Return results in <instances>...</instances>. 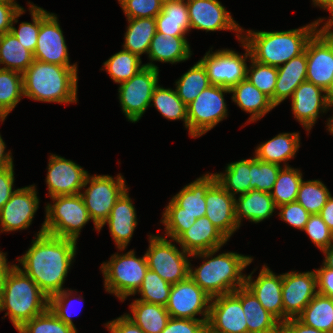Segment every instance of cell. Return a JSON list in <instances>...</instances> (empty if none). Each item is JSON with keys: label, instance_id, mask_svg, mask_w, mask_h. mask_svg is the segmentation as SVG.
Segmentation results:
<instances>
[{"label": "cell", "instance_id": "5", "mask_svg": "<svg viewBox=\"0 0 333 333\" xmlns=\"http://www.w3.org/2000/svg\"><path fill=\"white\" fill-rule=\"evenodd\" d=\"M49 306V297L25 274L19 265L10 269L0 301V312L8 310L13 326L19 329L25 322L44 313Z\"/></svg>", "mask_w": 333, "mask_h": 333}, {"label": "cell", "instance_id": "12", "mask_svg": "<svg viewBox=\"0 0 333 333\" xmlns=\"http://www.w3.org/2000/svg\"><path fill=\"white\" fill-rule=\"evenodd\" d=\"M128 81L119 85V101L128 121L138 122L151 104V97L158 85L159 69L152 62L144 64Z\"/></svg>", "mask_w": 333, "mask_h": 333}, {"label": "cell", "instance_id": "32", "mask_svg": "<svg viewBox=\"0 0 333 333\" xmlns=\"http://www.w3.org/2000/svg\"><path fill=\"white\" fill-rule=\"evenodd\" d=\"M155 20L157 32L163 34L185 36L191 29L186 0H164Z\"/></svg>", "mask_w": 333, "mask_h": 333}, {"label": "cell", "instance_id": "51", "mask_svg": "<svg viewBox=\"0 0 333 333\" xmlns=\"http://www.w3.org/2000/svg\"><path fill=\"white\" fill-rule=\"evenodd\" d=\"M311 241L322 251L333 243V232L328 228L319 214L309 216L303 229Z\"/></svg>", "mask_w": 333, "mask_h": 333}, {"label": "cell", "instance_id": "64", "mask_svg": "<svg viewBox=\"0 0 333 333\" xmlns=\"http://www.w3.org/2000/svg\"><path fill=\"white\" fill-rule=\"evenodd\" d=\"M322 251L325 254L323 265L329 269H333V243Z\"/></svg>", "mask_w": 333, "mask_h": 333}, {"label": "cell", "instance_id": "47", "mask_svg": "<svg viewBox=\"0 0 333 333\" xmlns=\"http://www.w3.org/2000/svg\"><path fill=\"white\" fill-rule=\"evenodd\" d=\"M17 331L19 333H78L74 327L65 324L49 308L25 322Z\"/></svg>", "mask_w": 333, "mask_h": 333}, {"label": "cell", "instance_id": "18", "mask_svg": "<svg viewBox=\"0 0 333 333\" xmlns=\"http://www.w3.org/2000/svg\"><path fill=\"white\" fill-rule=\"evenodd\" d=\"M190 27L208 31L232 30L240 41L242 29L218 0H186ZM240 32V35H239Z\"/></svg>", "mask_w": 333, "mask_h": 333}, {"label": "cell", "instance_id": "27", "mask_svg": "<svg viewBox=\"0 0 333 333\" xmlns=\"http://www.w3.org/2000/svg\"><path fill=\"white\" fill-rule=\"evenodd\" d=\"M233 293L241 301L248 333H281V323L262 306L245 285Z\"/></svg>", "mask_w": 333, "mask_h": 333}, {"label": "cell", "instance_id": "4", "mask_svg": "<svg viewBox=\"0 0 333 333\" xmlns=\"http://www.w3.org/2000/svg\"><path fill=\"white\" fill-rule=\"evenodd\" d=\"M77 69L34 59L22 74L24 96L41 102H77Z\"/></svg>", "mask_w": 333, "mask_h": 333}, {"label": "cell", "instance_id": "65", "mask_svg": "<svg viewBox=\"0 0 333 333\" xmlns=\"http://www.w3.org/2000/svg\"><path fill=\"white\" fill-rule=\"evenodd\" d=\"M329 1L330 0H313V3L314 6H319L320 8H324Z\"/></svg>", "mask_w": 333, "mask_h": 333}, {"label": "cell", "instance_id": "30", "mask_svg": "<svg viewBox=\"0 0 333 333\" xmlns=\"http://www.w3.org/2000/svg\"><path fill=\"white\" fill-rule=\"evenodd\" d=\"M185 36H171L156 32L154 35L148 57L150 61H159L176 64L188 60L192 53Z\"/></svg>", "mask_w": 333, "mask_h": 333}, {"label": "cell", "instance_id": "35", "mask_svg": "<svg viewBox=\"0 0 333 333\" xmlns=\"http://www.w3.org/2000/svg\"><path fill=\"white\" fill-rule=\"evenodd\" d=\"M129 25L125 32L123 50L139 57L148 54L150 43L157 32L155 18H127Z\"/></svg>", "mask_w": 333, "mask_h": 333}, {"label": "cell", "instance_id": "34", "mask_svg": "<svg viewBox=\"0 0 333 333\" xmlns=\"http://www.w3.org/2000/svg\"><path fill=\"white\" fill-rule=\"evenodd\" d=\"M129 307L132 315L130 313L126 314V316L145 333H161L170 319L167 309L162 305L135 299Z\"/></svg>", "mask_w": 333, "mask_h": 333}, {"label": "cell", "instance_id": "41", "mask_svg": "<svg viewBox=\"0 0 333 333\" xmlns=\"http://www.w3.org/2000/svg\"><path fill=\"white\" fill-rule=\"evenodd\" d=\"M302 173L287 164L281 168L272 191L271 197L276 207L283 204L294 202L297 199L300 183L302 182Z\"/></svg>", "mask_w": 333, "mask_h": 333}, {"label": "cell", "instance_id": "58", "mask_svg": "<svg viewBox=\"0 0 333 333\" xmlns=\"http://www.w3.org/2000/svg\"><path fill=\"white\" fill-rule=\"evenodd\" d=\"M106 327L110 333H145L126 314L109 321Z\"/></svg>", "mask_w": 333, "mask_h": 333}, {"label": "cell", "instance_id": "69", "mask_svg": "<svg viewBox=\"0 0 333 333\" xmlns=\"http://www.w3.org/2000/svg\"><path fill=\"white\" fill-rule=\"evenodd\" d=\"M205 333H213V332H211V331L207 328V330H206Z\"/></svg>", "mask_w": 333, "mask_h": 333}, {"label": "cell", "instance_id": "59", "mask_svg": "<svg viewBox=\"0 0 333 333\" xmlns=\"http://www.w3.org/2000/svg\"><path fill=\"white\" fill-rule=\"evenodd\" d=\"M281 333H325L305 325L298 318H289L281 324Z\"/></svg>", "mask_w": 333, "mask_h": 333}, {"label": "cell", "instance_id": "63", "mask_svg": "<svg viewBox=\"0 0 333 333\" xmlns=\"http://www.w3.org/2000/svg\"><path fill=\"white\" fill-rule=\"evenodd\" d=\"M326 11L328 10L330 12V19L326 21L325 25H323L318 32H330L333 28V0H330L325 7L323 8Z\"/></svg>", "mask_w": 333, "mask_h": 333}, {"label": "cell", "instance_id": "8", "mask_svg": "<svg viewBox=\"0 0 333 333\" xmlns=\"http://www.w3.org/2000/svg\"><path fill=\"white\" fill-rule=\"evenodd\" d=\"M110 258L101 265L104 287L124 301L128 296L135 295L142 284L148 270L146 255L137 258L134 250H130L122 255L113 254Z\"/></svg>", "mask_w": 333, "mask_h": 333}, {"label": "cell", "instance_id": "45", "mask_svg": "<svg viewBox=\"0 0 333 333\" xmlns=\"http://www.w3.org/2000/svg\"><path fill=\"white\" fill-rule=\"evenodd\" d=\"M172 284L163 280L155 271L148 268L138 293L142 298L137 300L166 306Z\"/></svg>", "mask_w": 333, "mask_h": 333}, {"label": "cell", "instance_id": "29", "mask_svg": "<svg viewBox=\"0 0 333 333\" xmlns=\"http://www.w3.org/2000/svg\"><path fill=\"white\" fill-rule=\"evenodd\" d=\"M275 203L271 194L259 190H250L235 199V217L238 226L241 225L243 217L251 222L260 223L264 219L272 216L276 210Z\"/></svg>", "mask_w": 333, "mask_h": 333}, {"label": "cell", "instance_id": "31", "mask_svg": "<svg viewBox=\"0 0 333 333\" xmlns=\"http://www.w3.org/2000/svg\"><path fill=\"white\" fill-rule=\"evenodd\" d=\"M232 100L245 112L251 114L249 122L258 121L276 106L271 99L246 78L230 89Z\"/></svg>", "mask_w": 333, "mask_h": 333}, {"label": "cell", "instance_id": "9", "mask_svg": "<svg viewBox=\"0 0 333 333\" xmlns=\"http://www.w3.org/2000/svg\"><path fill=\"white\" fill-rule=\"evenodd\" d=\"M230 89L210 85L187 106V129L192 138L200 137L227 118L224 94Z\"/></svg>", "mask_w": 333, "mask_h": 333}, {"label": "cell", "instance_id": "21", "mask_svg": "<svg viewBox=\"0 0 333 333\" xmlns=\"http://www.w3.org/2000/svg\"><path fill=\"white\" fill-rule=\"evenodd\" d=\"M47 169L46 184L51 198L81 193L88 171L80 165L52 154Z\"/></svg>", "mask_w": 333, "mask_h": 333}, {"label": "cell", "instance_id": "67", "mask_svg": "<svg viewBox=\"0 0 333 333\" xmlns=\"http://www.w3.org/2000/svg\"><path fill=\"white\" fill-rule=\"evenodd\" d=\"M0 2H5V3H16L15 0H0Z\"/></svg>", "mask_w": 333, "mask_h": 333}, {"label": "cell", "instance_id": "2", "mask_svg": "<svg viewBox=\"0 0 333 333\" xmlns=\"http://www.w3.org/2000/svg\"><path fill=\"white\" fill-rule=\"evenodd\" d=\"M325 18L287 31H246L241 40L249 48L251 58L259 63L279 67L305 51L308 40Z\"/></svg>", "mask_w": 333, "mask_h": 333}, {"label": "cell", "instance_id": "60", "mask_svg": "<svg viewBox=\"0 0 333 333\" xmlns=\"http://www.w3.org/2000/svg\"><path fill=\"white\" fill-rule=\"evenodd\" d=\"M319 215L323 221L327 224L328 228L333 232V197L330 196L323 206Z\"/></svg>", "mask_w": 333, "mask_h": 333}, {"label": "cell", "instance_id": "20", "mask_svg": "<svg viewBox=\"0 0 333 333\" xmlns=\"http://www.w3.org/2000/svg\"><path fill=\"white\" fill-rule=\"evenodd\" d=\"M207 328L213 333H248L241 301L233 292L211 299Z\"/></svg>", "mask_w": 333, "mask_h": 333}, {"label": "cell", "instance_id": "15", "mask_svg": "<svg viewBox=\"0 0 333 333\" xmlns=\"http://www.w3.org/2000/svg\"><path fill=\"white\" fill-rule=\"evenodd\" d=\"M211 299L189 276L172 284L165 308L173 318L208 320ZM197 314L203 317L196 318Z\"/></svg>", "mask_w": 333, "mask_h": 333}, {"label": "cell", "instance_id": "62", "mask_svg": "<svg viewBox=\"0 0 333 333\" xmlns=\"http://www.w3.org/2000/svg\"><path fill=\"white\" fill-rule=\"evenodd\" d=\"M5 149V142L0 135V169L13 165L11 152L9 151L5 153Z\"/></svg>", "mask_w": 333, "mask_h": 333}, {"label": "cell", "instance_id": "6", "mask_svg": "<svg viewBox=\"0 0 333 333\" xmlns=\"http://www.w3.org/2000/svg\"><path fill=\"white\" fill-rule=\"evenodd\" d=\"M215 181L214 174H204L172 197L165 207L161 221L165 225L167 237L176 241L196 219L205 216V194Z\"/></svg>", "mask_w": 333, "mask_h": 333}, {"label": "cell", "instance_id": "7", "mask_svg": "<svg viewBox=\"0 0 333 333\" xmlns=\"http://www.w3.org/2000/svg\"><path fill=\"white\" fill-rule=\"evenodd\" d=\"M53 204L46 205V218L41 230L56 237L77 242L81 229L91 220L80 194L51 198Z\"/></svg>", "mask_w": 333, "mask_h": 333}, {"label": "cell", "instance_id": "49", "mask_svg": "<svg viewBox=\"0 0 333 333\" xmlns=\"http://www.w3.org/2000/svg\"><path fill=\"white\" fill-rule=\"evenodd\" d=\"M282 166L270 162L251 158L250 190L270 193L273 189L278 173Z\"/></svg>", "mask_w": 333, "mask_h": 333}, {"label": "cell", "instance_id": "3", "mask_svg": "<svg viewBox=\"0 0 333 333\" xmlns=\"http://www.w3.org/2000/svg\"><path fill=\"white\" fill-rule=\"evenodd\" d=\"M220 248L193 253L191 256L205 258L201 266L194 269L190 263V278L210 297L232 293L245 285L243 271L252 261L251 256H244L235 252L213 255ZM209 260H206V259Z\"/></svg>", "mask_w": 333, "mask_h": 333}, {"label": "cell", "instance_id": "1", "mask_svg": "<svg viewBox=\"0 0 333 333\" xmlns=\"http://www.w3.org/2000/svg\"><path fill=\"white\" fill-rule=\"evenodd\" d=\"M36 236L31 247L17 260L23 267L19 268L50 297L64 290L63 283L76 255L77 242L44 230Z\"/></svg>", "mask_w": 333, "mask_h": 333}, {"label": "cell", "instance_id": "33", "mask_svg": "<svg viewBox=\"0 0 333 333\" xmlns=\"http://www.w3.org/2000/svg\"><path fill=\"white\" fill-rule=\"evenodd\" d=\"M299 147V133H279L271 140L260 144L255 150L254 157L278 165H281L282 161L286 164V161L294 158Z\"/></svg>", "mask_w": 333, "mask_h": 333}, {"label": "cell", "instance_id": "16", "mask_svg": "<svg viewBox=\"0 0 333 333\" xmlns=\"http://www.w3.org/2000/svg\"><path fill=\"white\" fill-rule=\"evenodd\" d=\"M57 16L41 8V25L37 45L33 53L35 60L66 67H77L69 62L68 48Z\"/></svg>", "mask_w": 333, "mask_h": 333}, {"label": "cell", "instance_id": "19", "mask_svg": "<svg viewBox=\"0 0 333 333\" xmlns=\"http://www.w3.org/2000/svg\"><path fill=\"white\" fill-rule=\"evenodd\" d=\"M38 205L39 198L34 185L16 189L0 210L1 232L28 228Z\"/></svg>", "mask_w": 333, "mask_h": 333}, {"label": "cell", "instance_id": "57", "mask_svg": "<svg viewBox=\"0 0 333 333\" xmlns=\"http://www.w3.org/2000/svg\"><path fill=\"white\" fill-rule=\"evenodd\" d=\"M315 272L318 294L333 298V269L323 265L321 268L315 269Z\"/></svg>", "mask_w": 333, "mask_h": 333}, {"label": "cell", "instance_id": "56", "mask_svg": "<svg viewBox=\"0 0 333 333\" xmlns=\"http://www.w3.org/2000/svg\"><path fill=\"white\" fill-rule=\"evenodd\" d=\"M21 9L17 3L0 2V35L10 32L12 20Z\"/></svg>", "mask_w": 333, "mask_h": 333}, {"label": "cell", "instance_id": "66", "mask_svg": "<svg viewBox=\"0 0 333 333\" xmlns=\"http://www.w3.org/2000/svg\"><path fill=\"white\" fill-rule=\"evenodd\" d=\"M327 129L328 131L333 135V116H331V118H328V121H327Z\"/></svg>", "mask_w": 333, "mask_h": 333}, {"label": "cell", "instance_id": "10", "mask_svg": "<svg viewBox=\"0 0 333 333\" xmlns=\"http://www.w3.org/2000/svg\"><path fill=\"white\" fill-rule=\"evenodd\" d=\"M89 183L90 186L80 195L95 229L99 231V228L108 219L116 200L128 188L121 174H118L115 179L110 175L90 176L88 174L83 188L87 187Z\"/></svg>", "mask_w": 333, "mask_h": 333}, {"label": "cell", "instance_id": "44", "mask_svg": "<svg viewBox=\"0 0 333 333\" xmlns=\"http://www.w3.org/2000/svg\"><path fill=\"white\" fill-rule=\"evenodd\" d=\"M330 196L329 190L320 180H302L296 201L313 215L319 214Z\"/></svg>", "mask_w": 333, "mask_h": 333}, {"label": "cell", "instance_id": "39", "mask_svg": "<svg viewBox=\"0 0 333 333\" xmlns=\"http://www.w3.org/2000/svg\"><path fill=\"white\" fill-rule=\"evenodd\" d=\"M23 96L22 74L0 68V121L4 122Z\"/></svg>", "mask_w": 333, "mask_h": 333}, {"label": "cell", "instance_id": "22", "mask_svg": "<svg viewBox=\"0 0 333 333\" xmlns=\"http://www.w3.org/2000/svg\"><path fill=\"white\" fill-rule=\"evenodd\" d=\"M322 93H324L322 95ZM292 113L307 131L315 124L319 113L328 111L332 106L330 95L321 87L309 81L302 82L291 98ZM330 107V108H329Z\"/></svg>", "mask_w": 333, "mask_h": 333}, {"label": "cell", "instance_id": "48", "mask_svg": "<svg viewBox=\"0 0 333 333\" xmlns=\"http://www.w3.org/2000/svg\"><path fill=\"white\" fill-rule=\"evenodd\" d=\"M251 66L247 68L246 79L268 96L274 104L275 85L278 76L277 67L265 65L250 57Z\"/></svg>", "mask_w": 333, "mask_h": 333}, {"label": "cell", "instance_id": "52", "mask_svg": "<svg viewBox=\"0 0 333 333\" xmlns=\"http://www.w3.org/2000/svg\"><path fill=\"white\" fill-rule=\"evenodd\" d=\"M72 290H62L49 297V306L48 308L65 324L75 327L71 316H73L71 311L68 312L70 304L72 303ZM70 296V298H69ZM76 300V299H75ZM69 303V304H68Z\"/></svg>", "mask_w": 333, "mask_h": 333}, {"label": "cell", "instance_id": "50", "mask_svg": "<svg viewBox=\"0 0 333 333\" xmlns=\"http://www.w3.org/2000/svg\"><path fill=\"white\" fill-rule=\"evenodd\" d=\"M164 0H118L129 19L155 18L162 10Z\"/></svg>", "mask_w": 333, "mask_h": 333}, {"label": "cell", "instance_id": "25", "mask_svg": "<svg viewBox=\"0 0 333 333\" xmlns=\"http://www.w3.org/2000/svg\"><path fill=\"white\" fill-rule=\"evenodd\" d=\"M127 190L116 200L108 219L99 228L100 231L108 223L111 236L119 250H125L138 224L136 210Z\"/></svg>", "mask_w": 333, "mask_h": 333}, {"label": "cell", "instance_id": "61", "mask_svg": "<svg viewBox=\"0 0 333 333\" xmlns=\"http://www.w3.org/2000/svg\"><path fill=\"white\" fill-rule=\"evenodd\" d=\"M6 254L4 253L1 257H0V301L4 292V285H5V280L6 277L10 271V269L14 266V265H8L7 263V259H6Z\"/></svg>", "mask_w": 333, "mask_h": 333}, {"label": "cell", "instance_id": "23", "mask_svg": "<svg viewBox=\"0 0 333 333\" xmlns=\"http://www.w3.org/2000/svg\"><path fill=\"white\" fill-rule=\"evenodd\" d=\"M235 199L217 181L205 194V216L229 240L231 235L239 229L235 217Z\"/></svg>", "mask_w": 333, "mask_h": 333}, {"label": "cell", "instance_id": "37", "mask_svg": "<svg viewBox=\"0 0 333 333\" xmlns=\"http://www.w3.org/2000/svg\"><path fill=\"white\" fill-rule=\"evenodd\" d=\"M297 318L307 326L333 333V298L317 293Z\"/></svg>", "mask_w": 333, "mask_h": 333}, {"label": "cell", "instance_id": "24", "mask_svg": "<svg viewBox=\"0 0 333 333\" xmlns=\"http://www.w3.org/2000/svg\"><path fill=\"white\" fill-rule=\"evenodd\" d=\"M252 274L253 272L245 276V286L253 292L262 306L282 324L284 322L282 274H274L266 265H263L254 281Z\"/></svg>", "mask_w": 333, "mask_h": 333}, {"label": "cell", "instance_id": "36", "mask_svg": "<svg viewBox=\"0 0 333 333\" xmlns=\"http://www.w3.org/2000/svg\"><path fill=\"white\" fill-rule=\"evenodd\" d=\"M34 60L33 53L11 33L0 35V65L23 74Z\"/></svg>", "mask_w": 333, "mask_h": 333}, {"label": "cell", "instance_id": "42", "mask_svg": "<svg viewBox=\"0 0 333 333\" xmlns=\"http://www.w3.org/2000/svg\"><path fill=\"white\" fill-rule=\"evenodd\" d=\"M141 58L126 50H121L104 62V69L111 79L118 84L128 81L145 65H141Z\"/></svg>", "mask_w": 333, "mask_h": 333}, {"label": "cell", "instance_id": "68", "mask_svg": "<svg viewBox=\"0 0 333 333\" xmlns=\"http://www.w3.org/2000/svg\"><path fill=\"white\" fill-rule=\"evenodd\" d=\"M330 100H331V103H332V106H333V91H332V93L330 94Z\"/></svg>", "mask_w": 333, "mask_h": 333}, {"label": "cell", "instance_id": "70", "mask_svg": "<svg viewBox=\"0 0 333 333\" xmlns=\"http://www.w3.org/2000/svg\"><path fill=\"white\" fill-rule=\"evenodd\" d=\"M329 33L333 36V29Z\"/></svg>", "mask_w": 333, "mask_h": 333}, {"label": "cell", "instance_id": "40", "mask_svg": "<svg viewBox=\"0 0 333 333\" xmlns=\"http://www.w3.org/2000/svg\"><path fill=\"white\" fill-rule=\"evenodd\" d=\"M175 85L178 97L188 106L211 84L205 67L198 61L176 81Z\"/></svg>", "mask_w": 333, "mask_h": 333}, {"label": "cell", "instance_id": "11", "mask_svg": "<svg viewBox=\"0 0 333 333\" xmlns=\"http://www.w3.org/2000/svg\"><path fill=\"white\" fill-rule=\"evenodd\" d=\"M146 251L148 268L155 271L163 280L176 284L189 277L191 254L179 249L165 236L150 235Z\"/></svg>", "mask_w": 333, "mask_h": 333}, {"label": "cell", "instance_id": "43", "mask_svg": "<svg viewBox=\"0 0 333 333\" xmlns=\"http://www.w3.org/2000/svg\"><path fill=\"white\" fill-rule=\"evenodd\" d=\"M151 101L155 108L168 120H183L187 128V106L178 97L176 90L157 85Z\"/></svg>", "mask_w": 333, "mask_h": 333}, {"label": "cell", "instance_id": "28", "mask_svg": "<svg viewBox=\"0 0 333 333\" xmlns=\"http://www.w3.org/2000/svg\"><path fill=\"white\" fill-rule=\"evenodd\" d=\"M278 76L274 92V105L278 106L289 96L292 98L294 90L304 81L307 76L306 51L293 57L287 63L277 67Z\"/></svg>", "mask_w": 333, "mask_h": 333}, {"label": "cell", "instance_id": "46", "mask_svg": "<svg viewBox=\"0 0 333 333\" xmlns=\"http://www.w3.org/2000/svg\"><path fill=\"white\" fill-rule=\"evenodd\" d=\"M29 9L33 23L22 22L18 29L13 26L14 23L18 22L17 18L25 12L23 8L14 16L10 32L24 45L25 48L34 53L41 25V7L30 4Z\"/></svg>", "mask_w": 333, "mask_h": 333}, {"label": "cell", "instance_id": "17", "mask_svg": "<svg viewBox=\"0 0 333 333\" xmlns=\"http://www.w3.org/2000/svg\"><path fill=\"white\" fill-rule=\"evenodd\" d=\"M315 270L308 272H288L282 274V300L284 322L289 318H297L304 308L318 293Z\"/></svg>", "mask_w": 333, "mask_h": 333}, {"label": "cell", "instance_id": "53", "mask_svg": "<svg viewBox=\"0 0 333 333\" xmlns=\"http://www.w3.org/2000/svg\"><path fill=\"white\" fill-rule=\"evenodd\" d=\"M277 209H280V218L290 224L292 227L303 230L311 215L297 201L283 204Z\"/></svg>", "mask_w": 333, "mask_h": 333}, {"label": "cell", "instance_id": "38", "mask_svg": "<svg viewBox=\"0 0 333 333\" xmlns=\"http://www.w3.org/2000/svg\"><path fill=\"white\" fill-rule=\"evenodd\" d=\"M225 173H214L216 181L233 197L250 191L251 158L227 164Z\"/></svg>", "mask_w": 333, "mask_h": 333}, {"label": "cell", "instance_id": "54", "mask_svg": "<svg viewBox=\"0 0 333 333\" xmlns=\"http://www.w3.org/2000/svg\"><path fill=\"white\" fill-rule=\"evenodd\" d=\"M207 321L170 317L161 333H205Z\"/></svg>", "mask_w": 333, "mask_h": 333}, {"label": "cell", "instance_id": "13", "mask_svg": "<svg viewBox=\"0 0 333 333\" xmlns=\"http://www.w3.org/2000/svg\"><path fill=\"white\" fill-rule=\"evenodd\" d=\"M246 50L244 55L230 49L218 50L210 53V50L199 60L206 69L211 85H218L228 89L246 78V59L251 57L249 48L240 40Z\"/></svg>", "mask_w": 333, "mask_h": 333}, {"label": "cell", "instance_id": "55", "mask_svg": "<svg viewBox=\"0 0 333 333\" xmlns=\"http://www.w3.org/2000/svg\"><path fill=\"white\" fill-rule=\"evenodd\" d=\"M14 165L0 169V210L15 192L14 185Z\"/></svg>", "mask_w": 333, "mask_h": 333}, {"label": "cell", "instance_id": "14", "mask_svg": "<svg viewBox=\"0 0 333 333\" xmlns=\"http://www.w3.org/2000/svg\"><path fill=\"white\" fill-rule=\"evenodd\" d=\"M305 51L306 80L330 95L333 91V36L329 32L316 31L308 40Z\"/></svg>", "mask_w": 333, "mask_h": 333}, {"label": "cell", "instance_id": "26", "mask_svg": "<svg viewBox=\"0 0 333 333\" xmlns=\"http://www.w3.org/2000/svg\"><path fill=\"white\" fill-rule=\"evenodd\" d=\"M228 239L206 217L196 219L195 223L175 242L184 251L193 254L221 248Z\"/></svg>", "mask_w": 333, "mask_h": 333}]
</instances>
